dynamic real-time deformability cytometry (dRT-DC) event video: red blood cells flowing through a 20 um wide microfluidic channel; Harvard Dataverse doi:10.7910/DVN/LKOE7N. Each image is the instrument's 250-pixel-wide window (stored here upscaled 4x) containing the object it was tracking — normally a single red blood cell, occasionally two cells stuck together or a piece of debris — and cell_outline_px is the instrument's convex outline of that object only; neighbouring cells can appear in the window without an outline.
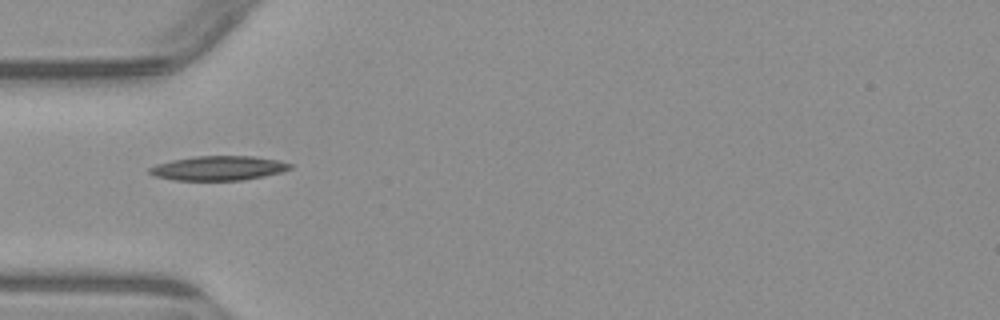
{"species": "common noctule bat (a hibernating species)", "species_latin": "Nyctalus noctula", "temperature_condition": "warm", "stored_images_in_passage": 2, "camera_frame_rate_fps": 3000, "um_per_image_px": 0.085, "animal": {"sex": "male", "body_mass_g": 23.1, "forearm_length_mm": 52.7}, "frame": {"image": 1, "passage_image": 1, "time_ms": 0.0, "image_size_px": [1000, 320], "cell_outline_px": [[292, 168], [280, 172], [264, 176], [244, 180], [176, 180], [156, 176], [148, 172], [148, 168], [156, 164], [172, 160], [192, 156], [256, 156], [280, 160], [292, 164]], "centroid_in_image_um": [18.59, 14.28], "position_along_channel_um": 66.4, "area_um2": 20.06}}
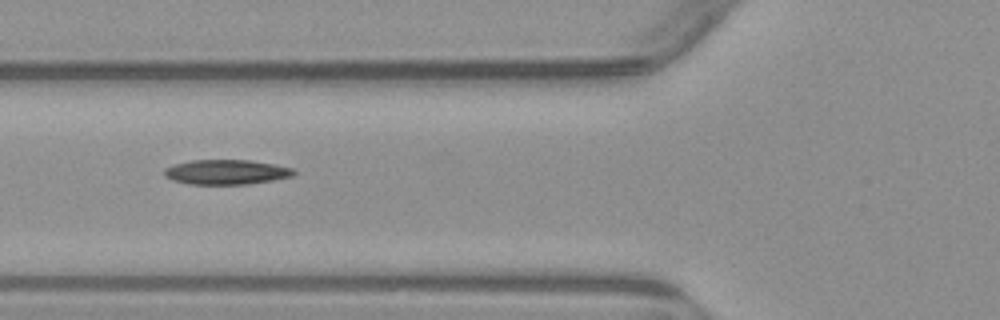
{"frame": {"image": 2, "passage_image": 2, "time_ms": 1.0, "image_size_px": [1000, 320], "cell_outline_px": [[296, 172], [292, 176], [272, 180], [248, 184], [188, 184], [172, 180], [164, 176], [164, 168], [176, 164], [192, 160], [252, 160], [292, 168]], "centroid_in_image_um": [19.21, 14.62], "position_along_channel_um": 106.6, "area_um2": 18.61}}